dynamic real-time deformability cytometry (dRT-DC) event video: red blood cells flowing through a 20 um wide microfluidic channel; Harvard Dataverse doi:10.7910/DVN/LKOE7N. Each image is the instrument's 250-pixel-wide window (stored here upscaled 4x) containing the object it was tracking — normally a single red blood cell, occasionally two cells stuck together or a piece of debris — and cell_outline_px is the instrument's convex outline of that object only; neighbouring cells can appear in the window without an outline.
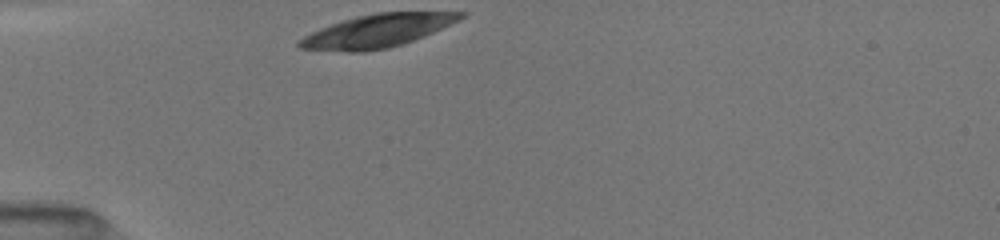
{"species": "common noctule bat (a hibernating species)", "species_latin": "Nyctalus noctula", "temperature_condition": "room temperature", "stored_images_in_passage": 27, "camera_frame_rate_fps": 3000, "um_per_image_px": 0.085, "animal": {"sex": "female", "body_mass_g": 19.5, "forearm_length_mm": 54.1}, "frame": {"image": 1, "passage_image": 1, "time_ms": 0.0, "image_size_px": [1000, 240], "cell_outline_px": [[468, 12], [460, 20], [424, 36], [388, 48], [364, 52], [348, 52], [300, 48], [296, 44], [304, 36], [320, 28], [356, 16], [376, 12]], "centroid_in_image_um": [32.07, 2.62], "position_along_channel_um": 52.9, "area_um2": 30.75}}
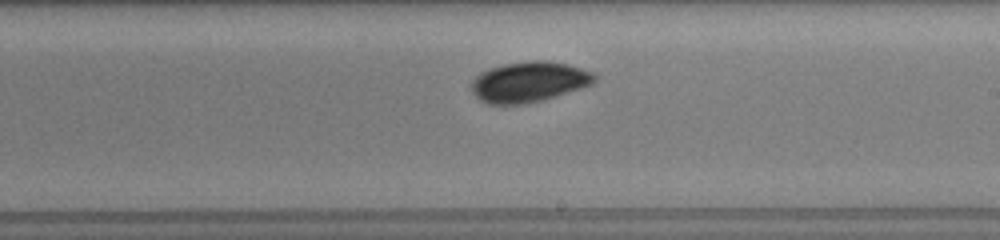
{"frame": {"image": 2, "passage_image": 14, "time_ms": 5.333, "image_size_px": [1000, 240], "cell_outline_px": [[600, 76], [592, 84], [544, 100], [524, 104], [488, 104], [480, 100], [472, 92], [468, 84], [480, 72], [488, 68], [504, 64], [532, 60], [544, 60], [568, 64], [596, 72]], "centroid_in_image_um": [44.97, 6.95], "position_along_channel_um": 244.0, "area_um2": 29.48}}
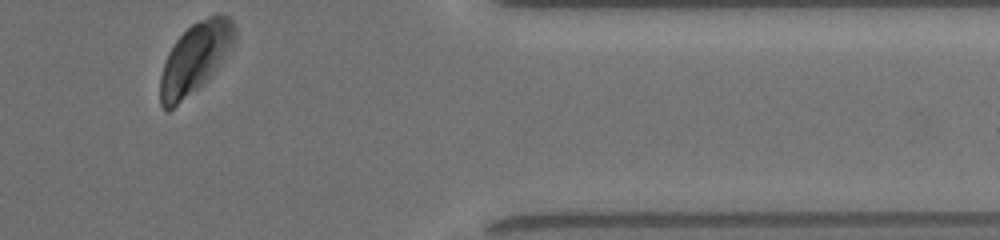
{"frame": {"image": 3, "passage_image": 27, "time_ms": 9.667, "image_size_px": [1000, 240], "cell_outline_px": [[236, 44], [216, 68], [196, 88], [168, 112], [164, 112], [160, 104], [160, 76], [164, 60], [168, 52], [176, 40], [192, 24], [216, 12], [224, 12], [236, 24]], "centroid_in_image_um": [16.61, 4.87], "position_along_channel_um": 394.8, "area_um2": 30.63}}